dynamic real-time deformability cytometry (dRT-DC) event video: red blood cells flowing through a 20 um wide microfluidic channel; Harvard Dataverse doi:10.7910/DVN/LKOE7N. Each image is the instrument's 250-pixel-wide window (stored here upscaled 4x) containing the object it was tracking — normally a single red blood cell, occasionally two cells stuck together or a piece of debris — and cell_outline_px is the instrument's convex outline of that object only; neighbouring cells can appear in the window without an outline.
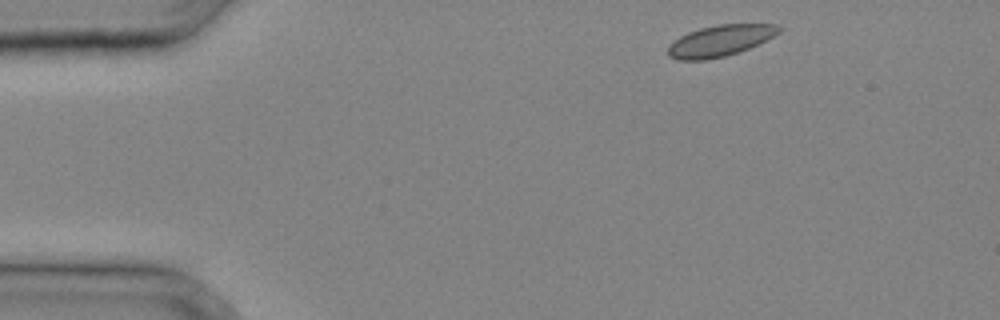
{"species": "common noctule bat (a hibernating species)", "species_latin": "Nyctalus noctula", "temperature_condition": "cold", "stored_images_in_passage": 27, "camera_frame_rate_fps": 3000, "um_per_image_px": 0.085, "animal": {"sex": "male", "body_mass_g": 20.4}, "frame": {"image": 1, "passage_image": 1, "time_ms": 0.0, "image_size_px": [1000, 320], "cell_outline_px": [[780, 32], [740, 52], [724, 56], [704, 60], [676, 60], [668, 56], [668, 44], [680, 36], [688, 32], [700, 28], [716, 24], [776, 24], [780, 28]], "centroid_in_image_um": [61.14, 3.46], "position_along_channel_um": 23.9, "area_um2": 20.06}}
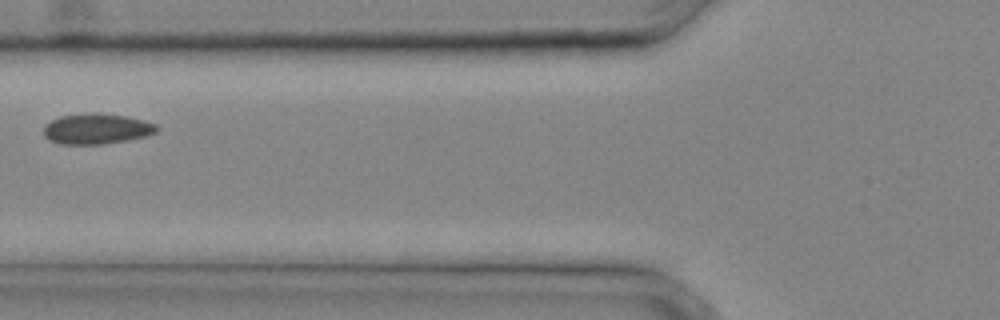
{"frame": {"image": 2, "passage_image": 10, "time_ms": 3.0, "image_size_px": [1000, 320], "cell_outline_px": [[160, 128], [156, 132], [144, 136], [128, 140], [104, 144], [60, 144], [48, 140], [44, 136], [44, 124], [60, 116], [92, 112], [96, 112], [124, 116], [144, 120], [156, 124]], "centroid_in_image_um": [8.19, 10.95], "position_along_channel_um": 117.6, "area_um2": 20.23}}
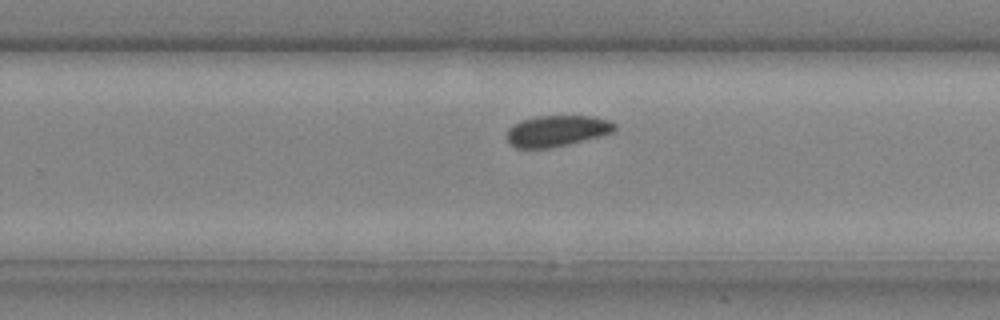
{"frame": {"image": 3, "passage_image": 19, "time_ms": 6.0, "image_size_px": [1000, 320], "cell_outline_px": [[616, 128], [612, 132], [600, 136], [552, 148], [516, 148], [508, 140], [508, 128], [512, 124], [520, 120], [536, 116], [592, 116], [608, 120], [616, 124]], "centroid_in_image_um": [47.32, 11.12], "position_along_channel_um": 282.5, "area_um2": 19.48}}